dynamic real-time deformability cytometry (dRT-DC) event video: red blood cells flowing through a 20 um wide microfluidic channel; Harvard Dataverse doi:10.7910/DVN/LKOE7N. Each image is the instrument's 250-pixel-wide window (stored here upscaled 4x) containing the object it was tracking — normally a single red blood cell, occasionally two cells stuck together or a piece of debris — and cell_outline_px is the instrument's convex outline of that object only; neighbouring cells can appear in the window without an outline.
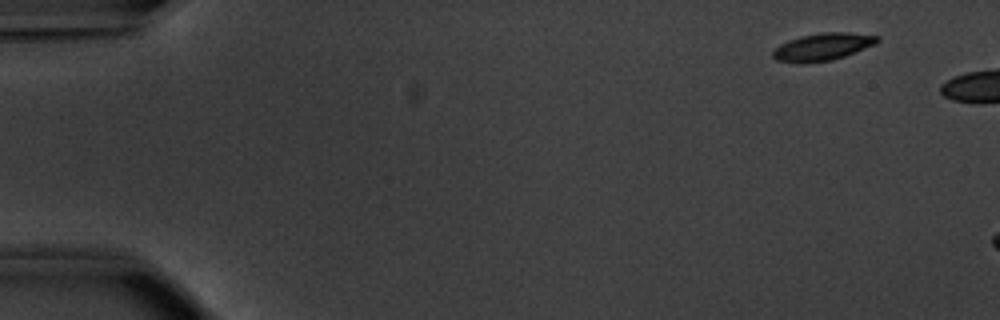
{"species": "common noctule bat (a hibernating species)", "species_latin": "Nyctalus noctula", "temperature_condition": "warm", "stored_images_in_passage": 7, "camera_frame_rate_fps": 3000, "um_per_image_px": 0.085, "animal": {"sex": "male", "body_mass_g": 20.1, "forearm_length_mm": 53.5}, "frame": {"image": 1, "passage_image": 1, "time_ms": 0.0, "image_size_px": [1000, 320], "cell_outline_px": [[880, 40], [876, 44], [844, 56], [832, 60], [804, 64], [800, 64], [776, 60], [772, 56], [772, 52], [780, 44], [788, 40], [800, 36], [824, 32], [848, 32], [880, 36]], "centroid_in_image_um": [69.92, 3.99], "position_along_channel_um": 15.1, "area_um2": 16.82}}